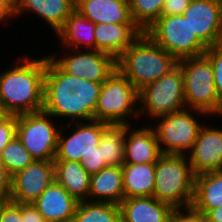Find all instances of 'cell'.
<instances>
[{"label":"cell","instance_id":"6da1fadb","mask_svg":"<svg viewBox=\"0 0 222 222\" xmlns=\"http://www.w3.org/2000/svg\"><path fill=\"white\" fill-rule=\"evenodd\" d=\"M101 84L68 75L46 54L43 110L62 119L59 124L63 118L68 123L95 120Z\"/></svg>","mask_w":222,"mask_h":222},{"label":"cell","instance_id":"7a4b0ae2","mask_svg":"<svg viewBox=\"0 0 222 222\" xmlns=\"http://www.w3.org/2000/svg\"><path fill=\"white\" fill-rule=\"evenodd\" d=\"M42 57L26 54L8 70H0V101L10 115L43 110L46 53Z\"/></svg>","mask_w":222,"mask_h":222},{"label":"cell","instance_id":"3957f363","mask_svg":"<svg viewBox=\"0 0 222 222\" xmlns=\"http://www.w3.org/2000/svg\"><path fill=\"white\" fill-rule=\"evenodd\" d=\"M178 61L143 32L116 59L117 70L138 90L158 80Z\"/></svg>","mask_w":222,"mask_h":222},{"label":"cell","instance_id":"277c9868","mask_svg":"<svg viewBox=\"0 0 222 222\" xmlns=\"http://www.w3.org/2000/svg\"><path fill=\"white\" fill-rule=\"evenodd\" d=\"M194 180L186 154H162L155 163L153 197L175 210L190 209Z\"/></svg>","mask_w":222,"mask_h":222},{"label":"cell","instance_id":"5b68a950","mask_svg":"<svg viewBox=\"0 0 222 222\" xmlns=\"http://www.w3.org/2000/svg\"><path fill=\"white\" fill-rule=\"evenodd\" d=\"M183 73L186 108L200 110L210 117H222V99L218 96L210 60L203 54L177 63Z\"/></svg>","mask_w":222,"mask_h":222},{"label":"cell","instance_id":"8992f818","mask_svg":"<svg viewBox=\"0 0 222 222\" xmlns=\"http://www.w3.org/2000/svg\"><path fill=\"white\" fill-rule=\"evenodd\" d=\"M138 97L139 90L116 69L101 84L95 120L110 125H132L133 116L138 122Z\"/></svg>","mask_w":222,"mask_h":222},{"label":"cell","instance_id":"52a82bcc","mask_svg":"<svg viewBox=\"0 0 222 222\" xmlns=\"http://www.w3.org/2000/svg\"><path fill=\"white\" fill-rule=\"evenodd\" d=\"M139 118L151 121L170 113L186 109L183 73L177 64L158 80L139 90Z\"/></svg>","mask_w":222,"mask_h":222},{"label":"cell","instance_id":"ba28073f","mask_svg":"<svg viewBox=\"0 0 222 222\" xmlns=\"http://www.w3.org/2000/svg\"><path fill=\"white\" fill-rule=\"evenodd\" d=\"M195 113L199 114L198 118L202 115L210 117L203 111L186 108L154 119L156 123L151 127L155 130L162 154H186L191 149L204 125Z\"/></svg>","mask_w":222,"mask_h":222},{"label":"cell","instance_id":"9c48e42d","mask_svg":"<svg viewBox=\"0 0 222 222\" xmlns=\"http://www.w3.org/2000/svg\"><path fill=\"white\" fill-rule=\"evenodd\" d=\"M145 33L177 61L200 56L208 49L181 15H161Z\"/></svg>","mask_w":222,"mask_h":222},{"label":"cell","instance_id":"30bf717a","mask_svg":"<svg viewBox=\"0 0 222 222\" xmlns=\"http://www.w3.org/2000/svg\"><path fill=\"white\" fill-rule=\"evenodd\" d=\"M55 122L44 110L17 116L16 136L34 160H55L61 130Z\"/></svg>","mask_w":222,"mask_h":222},{"label":"cell","instance_id":"8fae6325","mask_svg":"<svg viewBox=\"0 0 222 222\" xmlns=\"http://www.w3.org/2000/svg\"><path fill=\"white\" fill-rule=\"evenodd\" d=\"M61 48V56L54 53L47 56L68 75L103 83L117 69L116 59L108 53L93 49Z\"/></svg>","mask_w":222,"mask_h":222},{"label":"cell","instance_id":"7c38bea8","mask_svg":"<svg viewBox=\"0 0 222 222\" xmlns=\"http://www.w3.org/2000/svg\"><path fill=\"white\" fill-rule=\"evenodd\" d=\"M109 125L96 120L62 124L66 127L60 130L55 160L80 162L87 159L98 147L102 132ZM65 128H71L72 132L67 134Z\"/></svg>","mask_w":222,"mask_h":222},{"label":"cell","instance_id":"4fadbf2b","mask_svg":"<svg viewBox=\"0 0 222 222\" xmlns=\"http://www.w3.org/2000/svg\"><path fill=\"white\" fill-rule=\"evenodd\" d=\"M182 15L207 48L222 43V0H191Z\"/></svg>","mask_w":222,"mask_h":222},{"label":"cell","instance_id":"5bb4252c","mask_svg":"<svg viewBox=\"0 0 222 222\" xmlns=\"http://www.w3.org/2000/svg\"><path fill=\"white\" fill-rule=\"evenodd\" d=\"M54 180V161L35 160L12 176L9 201L33 203Z\"/></svg>","mask_w":222,"mask_h":222},{"label":"cell","instance_id":"9a60e30c","mask_svg":"<svg viewBox=\"0 0 222 222\" xmlns=\"http://www.w3.org/2000/svg\"><path fill=\"white\" fill-rule=\"evenodd\" d=\"M186 156L195 176L222 170V126L204 124Z\"/></svg>","mask_w":222,"mask_h":222},{"label":"cell","instance_id":"2e32d148","mask_svg":"<svg viewBox=\"0 0 222 222\" xmlns=\"http://www.w3.org/2000/svg\"><path fill=\"white\" fill-rule=\"evenodd\" d=\"M148 125L135 126L136 129L125 125L124 164L156 163L162 155L155 130Z\"/></svg>","mask_w":222,"mask_h":222},{"label":"cell","instance_id":"e0dca14e","mask_svg":"<svg viewBox=\"0 0 222 222\" xmlns=\"http://www.w3.org/2000/svg\"><path fill=\"white\" fill-rule=\"evenodd\" d=\"M78 201L56 180L33 202L47 222H72Z\"/></svg>","mask_w":222,"mask_h":222},{"label":"cell","instance_id":"ac0fdd59","mask_svg":"<svg viewBox=\"0 0 222 222\" xmlns=\"http://www.w3.org/2000/svg\"><path fill=\"white\" fill-rule=\"evenodd\" d=\"M75 10L74 0H19L15 4V18L28 12L39 16L54 33L63 26L65 20Z\"/></svg>","mask_w":222,"mask_h":222},{"label":"cell","instance_id":"d6986e66","mask_svg":"<svg viewBox=\"0 0 222 222\" xmlns=\"http://www.w3.org/2000/svg\"><path fill=\"white\" fill-rule=\"evenodd\" d=\"M75 10L95 25L134 24L128 0H74Z\"/></svg>","mask_w":222,"mask_h":222},{"label":"cell","instance_id":"ffe728a7","mask_svg":"<svg viewBox=\"0 0 222 222\" xmlns=\"http://www.w3.org/2000/svg\"><path fill=\"white\" fill-rule=\"evenodd\" d=\"M122 222H170L175 209L151 197L123 198L120 203Z\"/></svg>","mask_w":222,"mask_h":222},{"label":"cell","instance_id":"44dd1931","mask_svg":"<svg viewBox=\"0 0 222 222\" xmlns=\"http://www.w3.org/2000/svg\"><path fill=\"white\" fill-rule=\"evenodd\" d=\"M142 33L135 24H96L95 50L117 59Z\"/></svg>","mask_w":222,"mask_h":222},{"label":"cell","instance_id":"7402d4cb","mask_svg":"<svg viewBox=\"0 0 222 222\" xmlns=\"http://www.w3.org/2000/svg\"><path fill=\"white\" fill-rule=\"evenodd\" d=\"M123 198L122 166H107L91 175L88 201L120 205Z\"/></svg>","mask_w":222,"mask_h":222},{"label":"cell","instance_id":"603a6c76","mask_svg":"<svg viewBox=\"0 0 222 222\" xmlns=\"http://www.w3.org/2000/svg\"><path fill=\"white\" fill-rule=\"evenodd\" d=\"M95 24L74 10L56 32L58 44L70 49L95 50Z\"/></svg>","mask_w":222,"mask_h":222},{"label":"cell","instance_id":"cb8c5ba5","mask_svg":"<svg viewBox=\"0 0 222 222\" xmlns=\"http://www.w3.org/2000/svg\"><path fill=\"white\" fill-rule=\"evenodd\" d=\"M222 207V170L195 176L190 209L205 215L210 209Z\"/></svg>","mask_w":222,"mask_h":222},{"label":"cell","instance_id":"d4e9b609","mask_svg":"<svg viewBox=\"0 0 222 222\" xmlns=\"http://www.w3.org/2000/svg\"><path fill=\"white\" fill-rule=\"evenodd\" d=\"M55 180L78 202L88 200L91 175L80 162L54 160Z\"/></svg>","mask_w":222,"mask_h":222},{"label":"cell","instance_id":"484cf974","mask_svg":"<svg viewBox=\"0 0 222 222\" xmlns=\"http://www.w3.org/2000/svg\"><path fill=\"white\" fill-rule=\"evenodd\" d=\"M122 182L124 198L153 196L155 163L123 164Z\"/></svg>","mask_w":222,"mask_h":222},{"label":"cell","instance_id":"4316f807","mask_svg":"<svg viewBox=\"0 0 222 222\" xmlns=\"http://www.w3.org/2000/svg\"><path fill=\"white\" fill-rule=\"evenodd\" d=\"M102 160L107 166H122L125 156V125H109L99 141Z\"/></svg>","mask_w":222,"mask_h":222},{"label":"cell","instance_id":"83f0119b","mask_svg":"<svg viewBox=\"0 0 222 222\" xmlns=\"http://www.w3.org/2000/svg\"><path fill=\"white\" fill-rule=\"evenodd\" d=\"M72 222H122L120 205L108 202H78Z\"/></svg>","mask_w":222,"mask_h":222},{"label":"cell","instance_id":"f1b7e54d","mask_svg":"<svg viewBox=\"0 0 222 222\" xmlns=\"http://www.w3.org/2000/svg\"><path fill=\"white\" fill-rule=\"evenodd\" d=\"M134 24L145 32L161 16L165 0H128Z\"/></svg>","mask_w":222,"mask_h":222},{"label":"cell","instance_id":"f546056e","mask_svg":"<svg viewBox=\"0 0 222 222\" xmlns=\"http://www.w3.org/2000/svg\"><path fill=\"white\" fill-rule=\"evenodd\" d=\"M0 160L11 176L35 161L17 136L3 148Z\"/></svg>","mask_w":222,"mask_h":222},{"label":"cell","instance_id":"4dcf8cb0","mask_svg":"<svg viewBox=\"0 0 222 222\" xmlns=\"http://www.w3.org/2000/svg\"><path fill=\"white\" fill-rule=\"evenodd\" d=\"M204 55L210 60L213 72L215 88L218 96L222 99V43L209 47Z\"/></svg>","mask_w":222,"mask_h":222},{"label":"cell","instance_id":"1f68e13d","mask_svg":"<svg viewBox=\"0 0 222 222\" xmlns=\"http://www.w3.org/2000/svg\"><path fill=\"white\" fill-rule=\"evenodd\" d=\"M0 222H22V203L2 202L0 204Z\"/></svg>","mask_w":222,"mask_h":222},{"label":"cell","instance_id":"d6a6232c","mask_svg":"<svg viewBox=\"0 0 222 222\" xmlns=\"http://www.w3.org/2000/svg\"><path fill=\"white\" fill-rule=\"evenodd\" d=\"M16 134L17 116L10 115L5 121L0 123V153L16 137Z\"/></svg>","mask_w":222,"mask_h":222},{"label":"cell","instance_id":"836d02e7","mask_svg":"<svg viewBox=\"0 0 222 222\" xmlns=\"http://www.w3.org/2000/svg\"><path fill=\"white\" fill-rule=\"evenodd\" d=\"M81 166L90 174L98 173L101 169L107 167L102 160L101 147H95V150L85 160L80 161Z\"/></svg>","mask_w":222,"mask_h":222},{"label":"cell","instance_id":"e575fe53","mask_svg":"<svg viewBox=\"0 0 222 222\" xmlns=\"http://www.w3.org/2000/svg\"><path fill=\"white\" fill-rule=\"evenodd\" d=\"M12 189V176L0 160V201H9Z\"/></svg>","mask_w":222,"mask_h":222},{"label":"cell","instance_id":"d590c367","mask_svg":"<svg viewBox=\"0 0 222 222\" xmlns=\"http://www.w3.org/2000/svg\"><path fill=\"white\" fill-rule=\"evenodd\" d=\"M191 0H165L161 15H181L189 6Z\"/></svg>","mask_w":222,"mask_h":222},{"label":"cell","instance_id":"8d00e7d4","mask_svg":"<svg viewBox=\"0 0 222 222\" xmlns=\"http://www.w3.org/2000/svg\"><path fill=\"white\" fill-rule=\"evenodd\" d=\"M170 222H206V219L191 209H179L173 212Z\"/></svg>","mask_w":222,"mask_h":222},{"label":"cell","instance_id":"74e56055","mask_svg":"<svg viewBox=\"0 0 222 222\" xmlns=\"http://www.w3.org/2000/svg\"><path fill=\"white\" fill-rule=\"evenodd\" d=\"M22 222H47L33 203H22Z\"/></svg>","mask_w":222,"mask_h":222},{"label":"cell","instance_id":"f35d334b","mask_svg":"<svg viewBox=\"0 0 222 222\" xmlns=\"http://www.w3.org/2000/svg\"><path fill=\"white\" fill-rule=\"evenodd\" d=\"M15 17V4L11 0H0V25L3 22L8 23V21L15 19Z\"/></svg>","mask_w":222,"mask_h":222},{"label":"cell","instance_id":"ab89813d","mask_svg":"<svg viewBox=\"0 0 222 222\" xmlns=\"http://www.w3.org/2000/svg\"><path fill=\"white\" fill-rule=\"evenodd\" d=\"M204 216L206 222H222V207L210 209Z\"/></svg>","mask_w":222,"mask_h":222},{"label":"cell","instance_id":"60d3db41","mask_svg":"<svg viewBox=\"0 0 222 222\" xmlns=\"http://www.w3.org/2000/svg\"><path fill=\"white\" fill-rule=\"evenodd\" d=\"M9 116L10 114L7 112V110L3 106V103L0 101V123L5 121Z\"/></svg>","mask_w":222,"mask_h":222},{"label":"cell","instance_id":"b9f144b4","mask_svg":"<svg viewBox=\"0 0 222 222\" xmlns=\"http://www.w3.org/2000/svg\"><path fill=\"white\" fill-rule=\"evenodd\" d=\"M14 4H16L19 0H11Z\"/></svg>","mask_w":222,"mask_h":222}]
</instances>
